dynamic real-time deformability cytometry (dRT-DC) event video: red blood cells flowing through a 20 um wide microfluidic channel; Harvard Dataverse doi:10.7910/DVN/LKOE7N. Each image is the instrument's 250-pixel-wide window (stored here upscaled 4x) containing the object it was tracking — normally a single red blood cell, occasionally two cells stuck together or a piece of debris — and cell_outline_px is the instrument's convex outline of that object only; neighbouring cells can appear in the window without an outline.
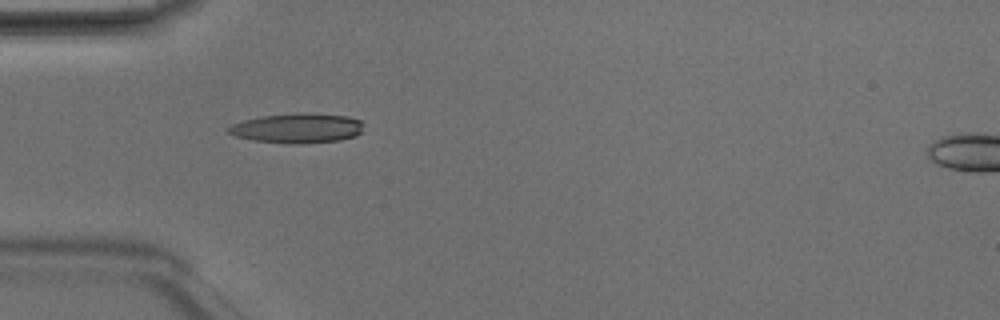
{"species": "Egyptian fruit bat (a non-hibernating species)", "species_latin": "Rousettus aegyptiacus", "temperature_condition": "room temperature", "stored_images_in_passage": 2, "camera_frame_rate_fps": 3000, "um_per_image_px": 0.085, "animal": {"sex": "male"}, "frame": {"image": 1, "passage_image": 1, "time_ms": 0.0, "image_size_px": [1000, 320], "cell_outline_px": [[360, 132], [356, 136], [340, 140], [300, 144], [288, 144], [252, 140], [236, 136], [228, 132], [228, 128], [232, 124], [244, 120], [260, 116], [296, 112], [304, 112], [348, 116], [360, 120]], "centroid_in_image_um": [25.25, 10.89], "position_along_channel_um": 59.8, "area_um2": 23.52}}